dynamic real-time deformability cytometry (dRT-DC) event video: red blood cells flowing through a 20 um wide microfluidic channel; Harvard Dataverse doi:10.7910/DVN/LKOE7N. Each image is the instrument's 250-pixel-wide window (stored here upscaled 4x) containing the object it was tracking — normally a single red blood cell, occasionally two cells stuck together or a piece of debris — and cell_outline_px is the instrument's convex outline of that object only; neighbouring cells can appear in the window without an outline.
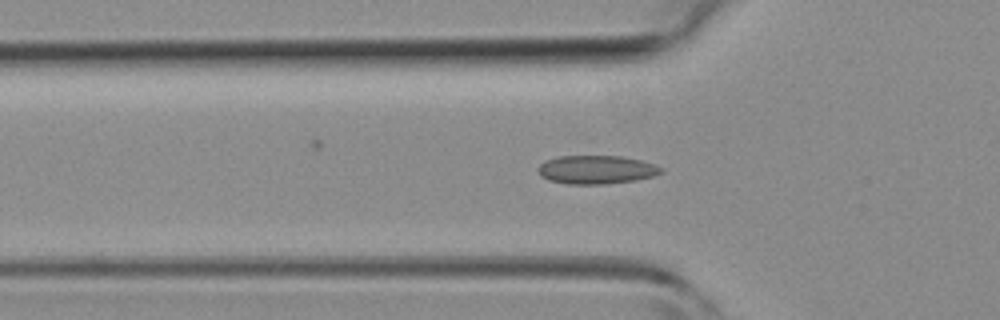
{"species": "common noctule bat (a hibernating species)", "species_latin": "Nyctalus noctula", "temperature_condition": "room temperature", "stored_images_in_passage": 39, "camera_frame_rate_fps": 3000, "um_per_image_px": 0.085, "animal": {"sex": "female", "body_mass_g": 19.3, "forearm_length_mm": 54.1}, "frame": {"image": 1, "passage_image": 8, "time_ms": 2.333, "image_size_px": [1000, 320], "cell_outline_px": [[664, 172], [652, 176], [636, 180], [604, 184], [568, 184], [548, 180], [540, 176], [536, 168], [544, 160], [560, 156], [624, 156], [656, 164], [664, 168]], "centroid_in_image_um": [50.69, 14.42], "position_along_channel_um": 75.1, "area_um2": 20.69}}
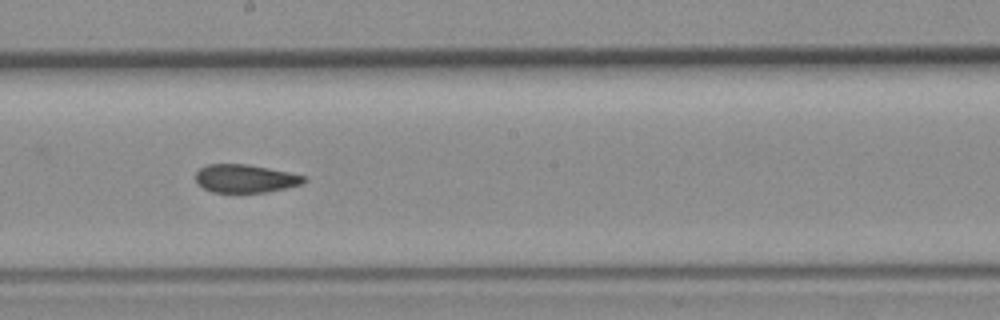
{"frame": {"image": 2, "passage_image": 18, "time_ms": 5.667, "image_size_px": [1000, 320], "cell_outline_px": [[308, 180], [304, 184], [264, 192], [212, 192], [204, 188], [196, 180], [196, 172], [200, 168], [208, 164], [248, 164], [308, 176]], "centroid_in_image_um": [20.9, 15.17], "position_along_channel_um": 227.3, "area_um2": 17.74}}
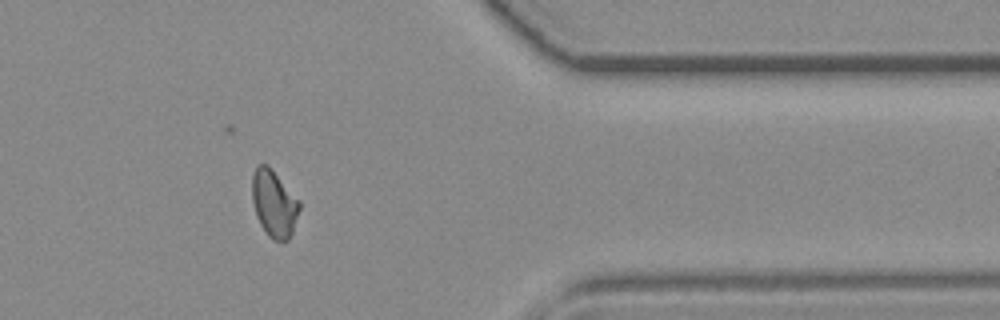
{"frame": {"image": 3, "passage_image": 30, "time_ms": 9.667, "image_size_px": [1000, 320], "cell_outline_px": [[300, 208], [292, 232], [288, 240], [272, 240], [268, 236], [260, 224], [256, 216], [252, 200], [252, 176], [256, 164], [268, 164], [300, 200]], "centroid_in_image_um": [23.28, 17.27], "position_along_channel_um": 388.1, "area_um2": 18.61}}